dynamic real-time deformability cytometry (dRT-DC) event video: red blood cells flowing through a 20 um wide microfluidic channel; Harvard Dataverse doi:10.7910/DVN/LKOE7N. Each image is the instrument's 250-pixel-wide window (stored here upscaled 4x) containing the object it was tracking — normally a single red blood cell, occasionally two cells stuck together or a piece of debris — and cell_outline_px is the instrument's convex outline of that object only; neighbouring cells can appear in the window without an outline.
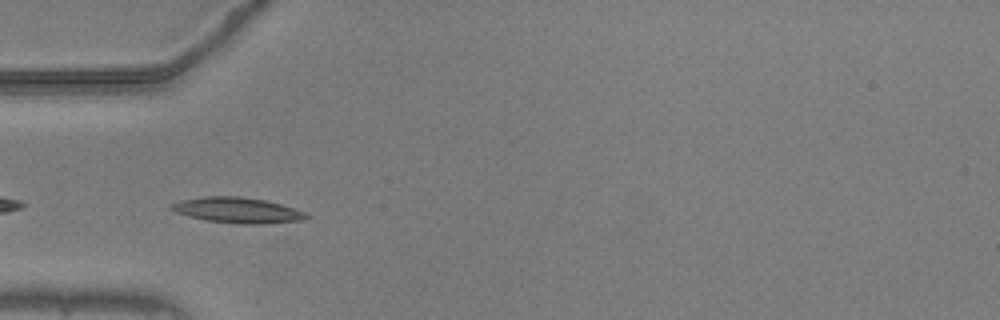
{"species": "common noctule bat (a hibernating species)", "species_latin": "Nyctalus noctula", "temperature_condition": "warm", "stored_images_in_passage": 40, "camera_frame_rate_fps": 3000, "um_per_image_px": 0.085, "animal": {"sex": "male", "body_mass_g": 20.5, "forearm_length_mm": 52.5}, "frame": {"image": 1, "passage_image": 2, "time_ms": 0.333, "image_size_px": [1000, 320], "cell_outline_px": [[312, 216], [304, 220], [264, 224], [240, 224], [208, 220], [176, 212], [168, 208], [172, 204], [180, 200], [204, 196], [240, 196], [264, 200], [280, 204], [304, 212]], "centroid_in_image_um": [20.21, 17.87], "position_along_channel_um": 64.8, "area_um2": 19.94}}
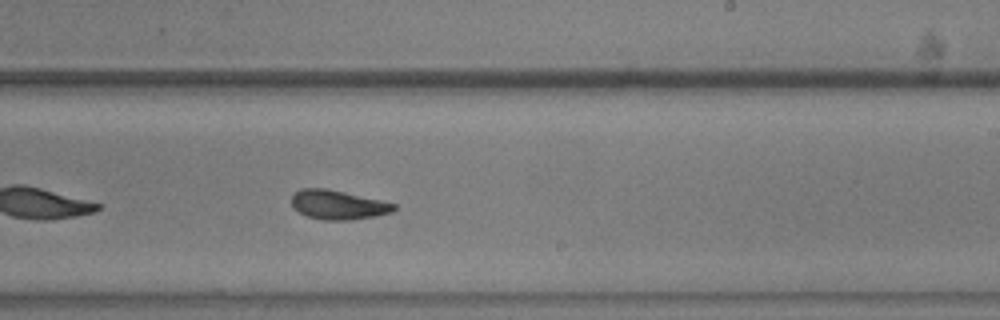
{"frame": {"image": 2, "passage_image": 18, "time_ms": 5.667, "image_size_px": [1000, 320], "cell_outline_px": [[396, 208], [392, 212], [352, 220], [324, 220], [308, 216], [292, 208], [292, 196], [300, 188], [324, 188], [380, 200], [396, 204]], "centroid_in_image_um": [28.71, 17.41], "position_along_channel_um": 260.3, "area_um2": 17.17}}
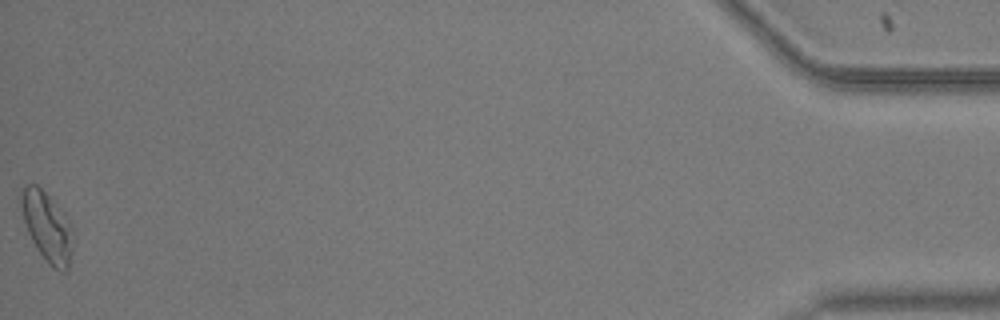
{"frame": {"image": 3, "passage_image": 40, "time_ms": 13.0, "image_size_px": [1000, 320], "cell_outline_px": [[72, 252], [68, 268], [64, 272], [60, 272], [52, 268], [48, 264], [36, 248], [28, 232], [24, 220], [20, 204], [20, 188], [24, 184], [36, 184], [64, 212], [72, 228]], "centroid_in_image_um": [3.99, 19.28], "position_along_channel_um": 431.2, "area_um2": 21.1}, "authors_computed_cell_mechanics": {"area_um2": 17.7735, "velocity_mm_per_s": 3.6644, "shape_relaxation_time_tau1_ms": 4.8017, "shape_relaxation_time_tau2_ms": 3.4551, "deformation_change_tau1": 0.1658, "deformation_change_tau2": 0.0695}}